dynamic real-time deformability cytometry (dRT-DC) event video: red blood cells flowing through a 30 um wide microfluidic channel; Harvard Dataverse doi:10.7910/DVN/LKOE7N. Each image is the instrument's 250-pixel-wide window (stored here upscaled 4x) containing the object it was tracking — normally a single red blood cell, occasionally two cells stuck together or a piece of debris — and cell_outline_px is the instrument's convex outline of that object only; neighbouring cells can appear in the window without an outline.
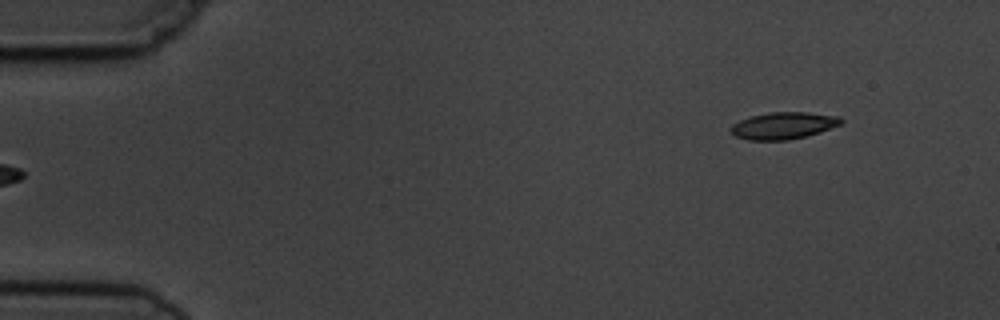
{"species": "common noctule bat (a hibernating species)", "species_latin": "Nyctalus noctula", "temperature_condition": "cold", "stored_images_in_passage": 6, "camera_frame_rate_fps": 3000, "um_per_image_px": 0.085, "animal": {"sex": "male", "body_mass_g": 19.5, "forearm_length_mm": 54.6}, "frame": {"image": 1, "passage_image": 6, "time_ms": 6.0, "image_size_px": [1000, 320], "cell_outline_px": [[844, 120], [840, 124], [820, 132], [808, 136], [788, 140], [748, 140], [736, 136], [732, 132], [732, 124], [740, 120], [752, 116], [768, 112], [808, 112], [840, 116]], "centroid_in_image_um": [66.63, 10.67], "position_along_channel_um": 18.4, "area_um2": 17.28}}